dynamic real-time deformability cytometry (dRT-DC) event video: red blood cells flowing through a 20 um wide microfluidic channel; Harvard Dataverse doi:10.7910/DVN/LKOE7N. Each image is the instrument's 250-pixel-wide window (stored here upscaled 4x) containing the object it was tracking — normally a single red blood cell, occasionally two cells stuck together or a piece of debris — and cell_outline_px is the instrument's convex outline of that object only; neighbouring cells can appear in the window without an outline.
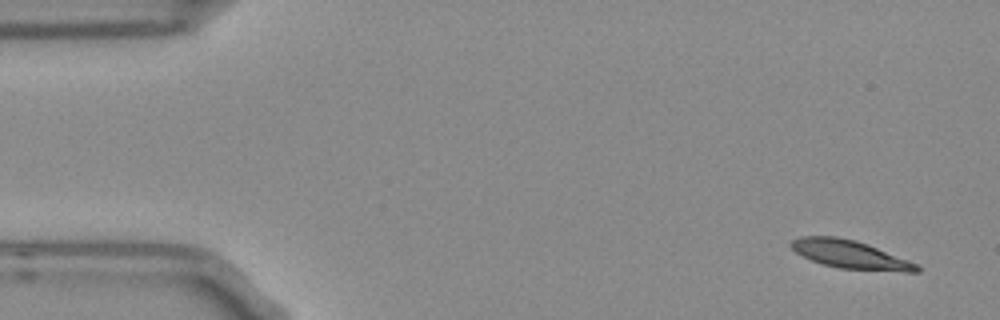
{"species": "Egyptian fruit bat (a non-hibernating species)", "species_latin": "Rousettus aegyptiacus", "temperature_condition": "room temperature", "stored_images_in_passage": 5, "camera_frame_rate_fps": 3000, "um_per_image_px": 0.085, "frame": {"image": 1, "passage_image": 1, "time_ms": 0.0, "image_size_px": [1000, 320], "cell_outline_px": [[920, 272], [904, 272], [840, 268], [824, 264], [812, 260], [796, 252], [788, 244], [792, 240], [800, 236], [836, 236], [856, 240], [868, 244], [920, 264]], "centroid_in_image_um": [72.31, 21.62], "position_along_channel_um": 12.7, "area_um2": 20.75}}
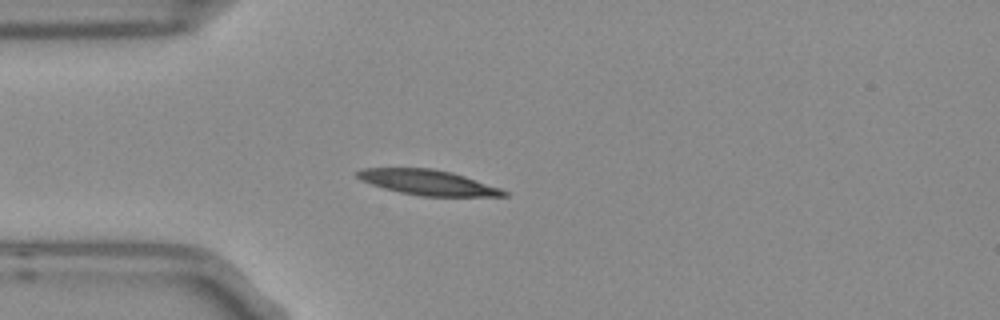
{"frame": {"image": 2, "passage_image": 4, "time_ms": 1.0, "image_size_px": [1000, 320], "cell_outline_px": [[508, 196], [420, 196], [400, 192], [384, 188], [372, 184], [356, 176], [356, 172], [364, 168], [432, 168], [452, 172], [500, 188], [508, 192]], "centroid_in_image_um": [36.39, 15.51], "position_along_channel_um": 48.6, "area_um2": 21.21}}